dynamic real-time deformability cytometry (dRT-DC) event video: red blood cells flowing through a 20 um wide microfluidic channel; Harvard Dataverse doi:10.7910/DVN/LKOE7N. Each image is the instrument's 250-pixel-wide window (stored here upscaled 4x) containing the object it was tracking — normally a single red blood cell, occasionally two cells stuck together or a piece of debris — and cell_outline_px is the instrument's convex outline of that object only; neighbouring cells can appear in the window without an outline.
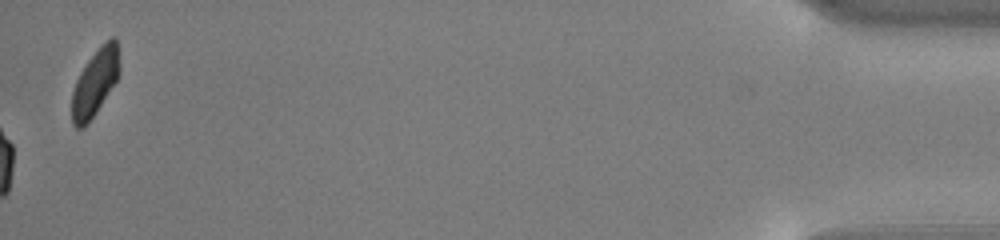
{"species": "common noctule bat (a hibernating species)", "species_latin": "Nyctalus noctula", "temperature_condition": "cold", "stored_images_in_passage": 40, "camera_frame_rate_fps": 3000, "um_per_image_px": 0.085, "animal": {"sex": "male", "body_mass_g": 13.0, "forearm_length_mm": 53.1}, "frame": {"image": 1, "passage_image": 40, "time_ms": 13.0, "image_size_px": [1000, 240], "cell_outline_px": [[120, 68], [116, 80], [96, 112], [80, 128], [76, 128], [72, 124], [72, 92], [76, 80], [80, 72], [88, 60], [100, 44], [108, 36], [116, 36]], "centroid_in_image_um": [8.09, 6.92], "position_along_channel_um": 427.1, "area_um2": 18.32}, "authors_computed_cell_mechanics": {"area_um2": 20.5479, "velocity_mm_per_s": 3.8093, "shape_relaxation_time_tau1_ms": 1.974, "shape_relaxation_time_tau2_ms": null, "deformation_change_tau1": 0.1014, "deformation_change_tau2": null}}